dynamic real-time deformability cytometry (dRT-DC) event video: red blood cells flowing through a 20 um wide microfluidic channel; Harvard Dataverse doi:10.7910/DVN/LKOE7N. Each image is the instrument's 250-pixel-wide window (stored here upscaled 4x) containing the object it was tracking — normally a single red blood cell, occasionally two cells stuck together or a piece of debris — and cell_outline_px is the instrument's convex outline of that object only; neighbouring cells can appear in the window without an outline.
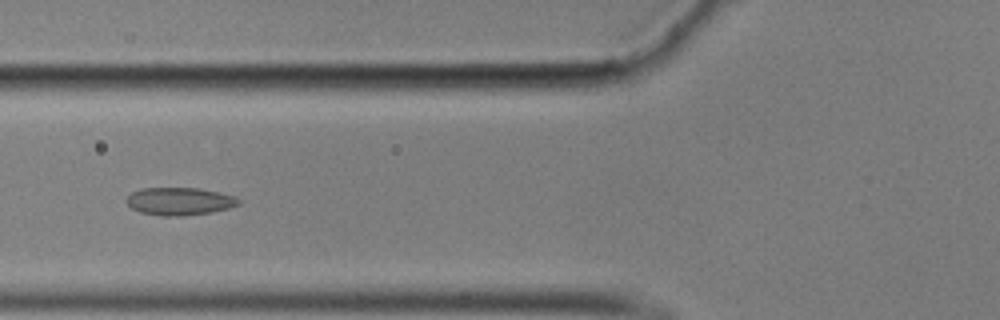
{"species": "common noctule bat (a hibernating species)", "species_latin": "Nyctalus noctula", "temperature_condition": "cold", "stored_images_in_passage": 37, "camera_frame_rate_fps": 3000, "um_per_image_px": 0.085, "animal": {"sex": "male", "body_mass_g": 17.9}, "frame": {"image": 1, "passage_image": 7, "time_ms": 2.0, "image_size_px": [1000, 320], "cell_outline_px": [[240, 204], [228, 208], [212, 212], [180, 216], [160, 216], [140, 212], [132, 208], [124, 200], [132, 192], [140, 188], [200, 188], [220, 192], [236, 196], [240, 200]], "centroid_in_image_um": [15.26, 17.1], "position_along_channel_um": 110.5, "area_um2": 18.26}}
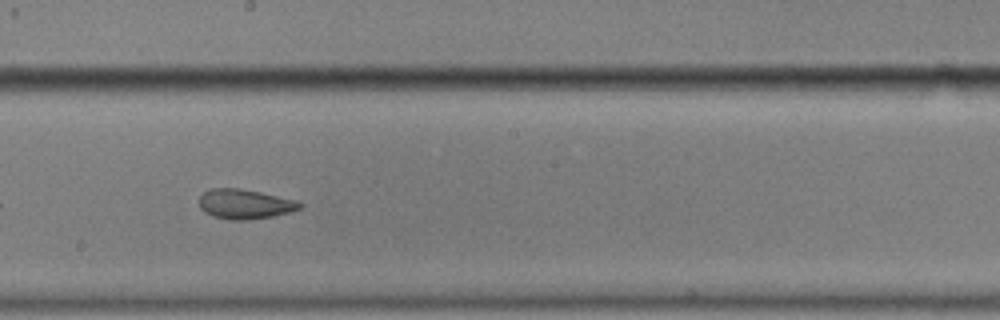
{"frame": {"image": 2, "passage_image": 17, "time_ms": 5.333, "image_size_px": [1000, 320], "cell_outline_px": [[304, 204], [300, 208], [288, 212], [272, 216], [240, 220], [228, 220], [212, 216], [204, 212], [200, 208], [200, 196], [204, 192], [212, 188], [240, 188], [260, 192], [292, 200]], "centroid_in_image_um": [20.75, 17.34], "position_along_channel_um": 227.5, "area_um2": 17.11}}
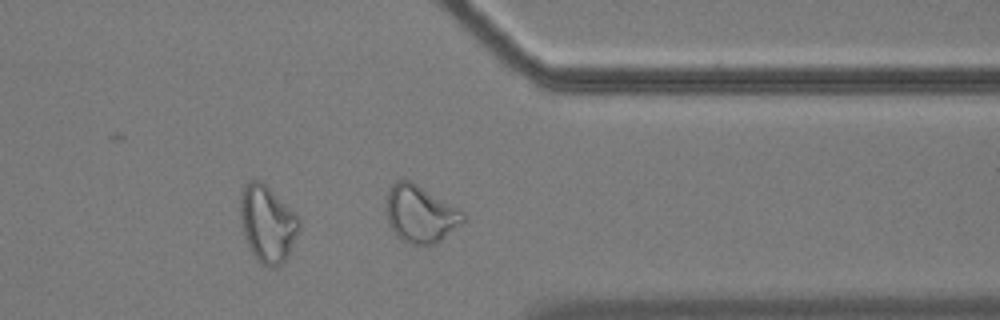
{"frame": {"image": 3, "passage_image": 30, "time_ms": 9.667, "image_size_px": [1000, 320], "cell_outline_px": [[464, 220], [460, 224], [440, 240], [432, 244], [412, 244], [400, 240], [396, 236], [388, 224], [388, 192], [392, 184], [396, 180], [412, 180], [460, 208], [464, 212]], "centroid_in_image_um": [35.74, 18.16], "position_along_channel_um": 375.7, "area_um2": 25.49}, "authors_computed_cell_mechanics": {"area_um2": 18.207, "velocity_mm_per_s": 3.4978, "shape_relaxation_time_tau1_ms": null, "shape_relaxation_time_tau2_ms": 2.2077, "deformation_change_tau1": null, "deformation_change_tau2": 0.089}}